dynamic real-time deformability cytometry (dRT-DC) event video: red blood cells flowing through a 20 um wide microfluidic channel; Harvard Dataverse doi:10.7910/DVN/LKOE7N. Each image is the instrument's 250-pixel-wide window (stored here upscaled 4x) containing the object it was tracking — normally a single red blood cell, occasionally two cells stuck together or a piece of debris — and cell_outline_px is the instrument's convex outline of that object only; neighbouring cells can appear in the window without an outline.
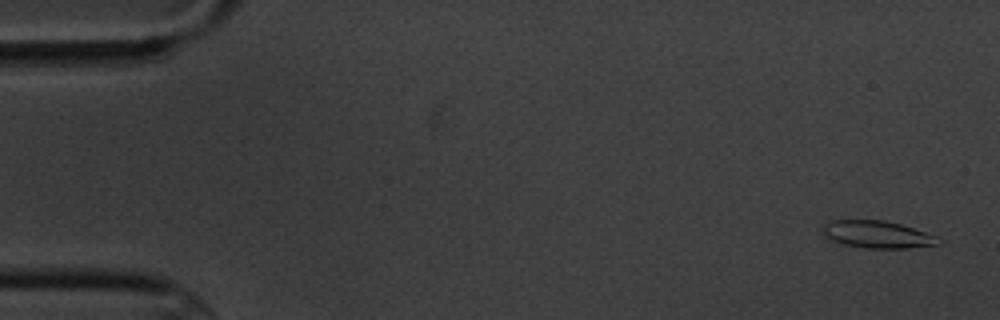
{"species": "common noctule bat (a hibernating species)", "species_latin": "Nyctalus noctula", "temperature_condition": "cold", "stored_images_in_passage": 5, "camera_frame_rate_fps": 3000, "um_per_image_px": 0.085, "animal": {"sex": "male", "body_mass_g": 20.1, "forearm_length_mm": 53.5}, "frame": {"image": 1, "passage_image": 1, "time_ms": 0.0, "image_size_px": [1000, 320], "cell_outline_px": [[944, 240], [940, 244], [908, 248], [868, 248], [844, 244], [832, 240], [824, 236], [824, 224], [832, 220], [884, 220], [900, 224], [936, 236]], "centroid_in_image_um": [74.6, 19.93], "position_along_channel_um": 10.4, "area_um2": 18.21}}